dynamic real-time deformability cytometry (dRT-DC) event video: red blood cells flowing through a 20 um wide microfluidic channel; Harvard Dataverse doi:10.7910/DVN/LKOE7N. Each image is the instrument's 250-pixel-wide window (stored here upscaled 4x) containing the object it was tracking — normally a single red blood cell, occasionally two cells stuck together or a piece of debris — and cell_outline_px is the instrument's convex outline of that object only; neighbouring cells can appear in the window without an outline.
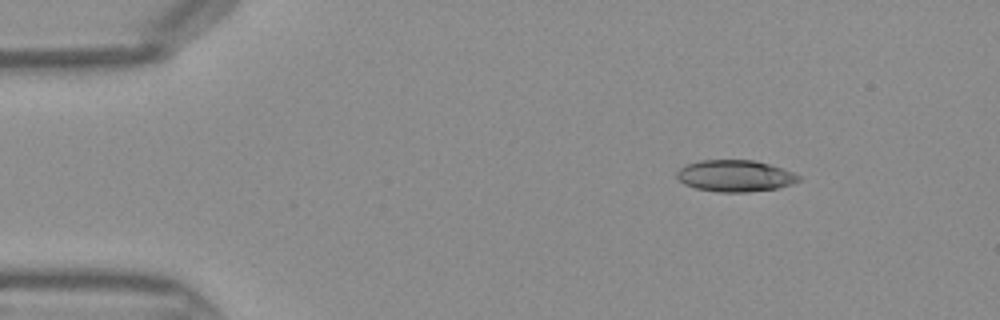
{"species": "Egyptian fruit bat (a non-hibernating species)", "species_latin": "Rousettus aegyptiacus", "temperature_condition": "warm", "stored_images_in_passage": 39, "camera_frame_rate_fps": 3000, "um_per_image_px": 0.085, "frame": {"image": 1, "passage_image": 1, "time_ms": 0.0, "image_size_px": [1000, 320], "cell_outline_px": [[800, 180], [792, 184], [776, 188], [748, 192], [720, 192], [696, 188], [684, 184], [676, 176], [676, 172], [680, 168], [688, 164], [700, 160], [756, 160], [792, 172], [800, 176]], "centroid_in_image_um": [62.47, 14.95], "position_along_channel_um": 22.5, "area_um2": 22.25}}
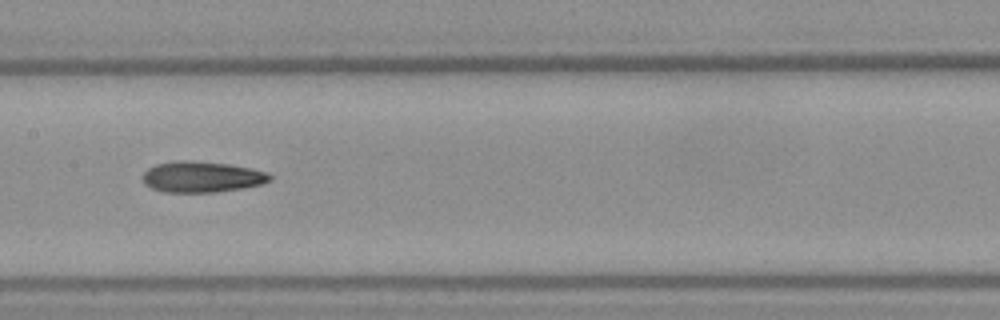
{"frame": {"image": 2, "passage_image": 17, "time_ms": 5.333, "image_size_px": [1000, 320], "cell_outline_px": [[272, 180], [260, 184], [240, 188], [216, 192], [164, 192], [152, 188], [144, 184], [144, 172], [148, 168], [156, 164], [172, 160], [192, 160], [228, 164], [252, 168], [268, 172], [272, 176]], "centroid_in_image_um": [17.15, 15.02], "position_along_channel_um": 190.2, "area_um2": 23.0}}
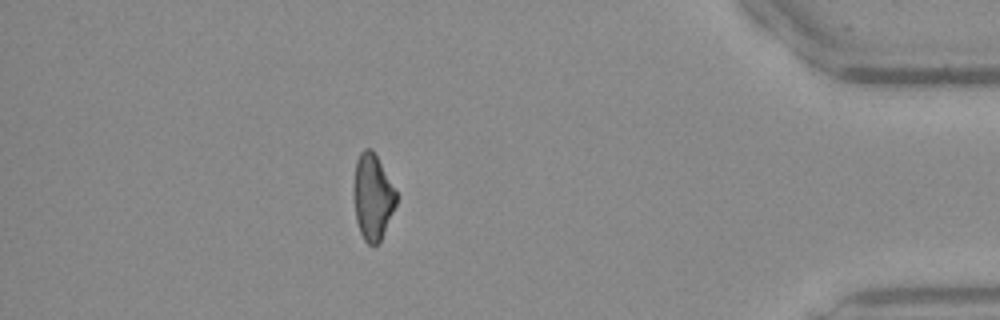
{"frame": {"image": 3, "passage_image": 34, "time_ms": 11.0, "image_size_px": [1000, 320], "cell_outline_px": [[396, 204], [380, 240], [376, 244], [368, 244], [364, 240], [360, 232], [356, 220], [352, 192], [352, 188], [356, 160], [360, 152], [364, 148], [372, 148], [396, 192]], "centroid_in_image_um": [31.63, 16.7], "position_along_channel_um": 403.6, "area_um2": 21.15}}